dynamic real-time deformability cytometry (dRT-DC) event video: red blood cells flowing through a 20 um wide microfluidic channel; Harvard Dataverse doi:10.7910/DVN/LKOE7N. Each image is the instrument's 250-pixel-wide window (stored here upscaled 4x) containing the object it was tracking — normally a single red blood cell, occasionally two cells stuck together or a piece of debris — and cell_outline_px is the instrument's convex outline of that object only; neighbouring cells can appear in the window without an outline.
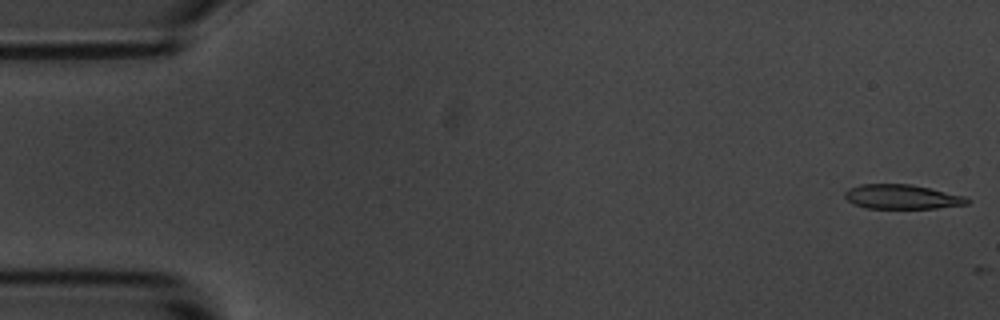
{"species": "common noctule bat (a hibernating species)", "species_latin": "Nyctalus noctula", "temperature_condition": "room temperature", "stored_images_in_passage": 2, "camera_frame_rate_fps": 3000, "um_per_image_px": 0.085, "animal": {"sex": "male", "body_mass_g": 20.1, "forearm_length_mm": 53.5}, "frame": {"image": 1, "passage_image": 1, "time_ms": 0.0, "image_size_px": [1000, 320], "cell_outline_px": [[972, 200], [968, 204], [936, 208], [864, 208], [848, 200], [844, 196], [844, 192], [848, 188], [860, 184], [912, 184], [964, 196]], "centroid_in_image_um": [76.66, 16.72], "position_along_channel_um": 8.3, "area_um2": 17.4}}